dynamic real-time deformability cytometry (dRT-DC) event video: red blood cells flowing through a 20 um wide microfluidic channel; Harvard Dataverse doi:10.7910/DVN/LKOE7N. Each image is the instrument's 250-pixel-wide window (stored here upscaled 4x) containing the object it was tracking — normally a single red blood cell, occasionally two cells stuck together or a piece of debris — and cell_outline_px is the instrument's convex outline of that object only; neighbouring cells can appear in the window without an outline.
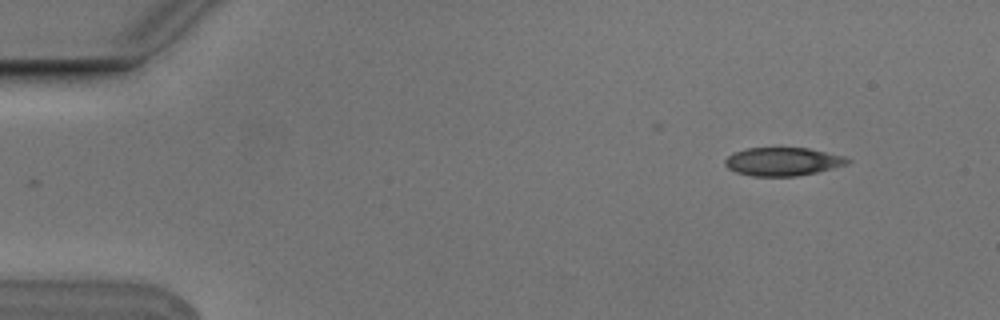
{"species": "Egyptian fruit bat (a non-hibernating species)", "species_latin": "Rousettus aegyptiacus", "temperature_condition": "cold", "stored_images_in_passage": 6, "camera_frame_rate_fps": 3000, "um_per_image_px": 0.085, "animal": {"sex": "male"}, "frame": {"image": 1, "passage_image": 6, "time_ms": 1.667, "image_size_px": [1000, 320], "cell_outline_px": [[852, 160], [848, 164], [816, 172], [796, 176], [752, 176], [736, 172], [728, 168], [724, 164], [724, 160], [728, 156], [736, 152], [748, 148], [808, 148], [844, 156]], "centroid_in_image_um": [66.54, 13.74], "position_along_channel_um": 18.5, "area_um2": 20.06}}